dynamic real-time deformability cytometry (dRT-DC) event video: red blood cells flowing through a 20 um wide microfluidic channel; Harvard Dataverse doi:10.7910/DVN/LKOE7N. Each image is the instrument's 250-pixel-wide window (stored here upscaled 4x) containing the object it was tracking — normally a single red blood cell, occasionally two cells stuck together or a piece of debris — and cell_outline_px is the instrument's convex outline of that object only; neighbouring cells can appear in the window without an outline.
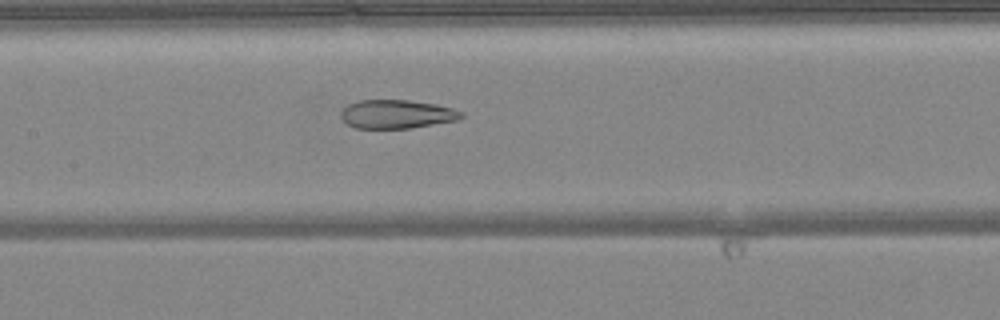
{"species": "common noctule bat (a hibernating species)", "species_latin": "Nyctalus noctula", "temperature_condition": "warm", "stored_images_in_passage": 50, "camera_frame_rate_fps": 3000, "um_per_image_px": 0.085, "animal": {"sex": "female", "body_mass_g": 24.6, "forearm_length_mm": 56.2}, "frame": {"image": 1, "passage_image": 24, "time_ms": 7.667, "image_size_px": [1000, 320], "cell_outline_px": [[464, 116], [460, 120], [412, 128], [356, 128], [348, 124], [340, 116], [340, 112], [348, 104], [360, 100], [408, 100], [436, 104], [452, 108], [464, 112]], "centroid_in_image_um": [33.77, 9.7], "position_along_channel_um": 173.6, "area_um2": 20.23}}
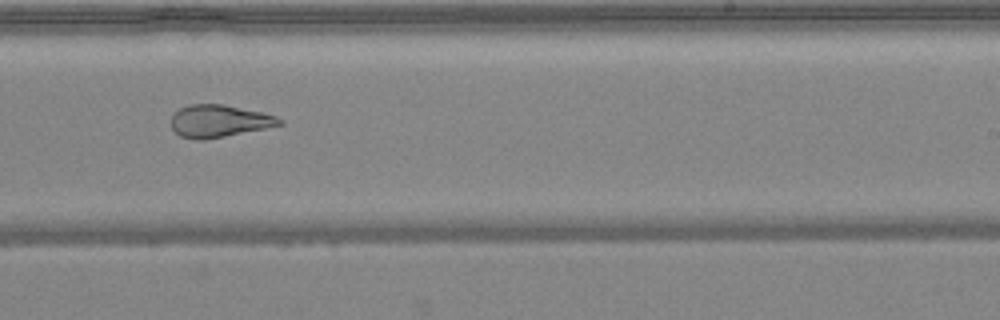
{"frame": {"image": 2, "passage_image": 31, "time_ms": 10.0, "image_size_px": [1000, 320], "cell_outline_px": [[284, 124], [204, 140], [192, 140], [180, 136], [172, 128], [172, 116], [180, 108], [188, 104], [224, 104], [260, 112], [276, 116], [284, 120]], "centroid_in_image_um": [18.61, 10.29], "position_along_channel_um": 270.4, "area_um2": 20.29}}
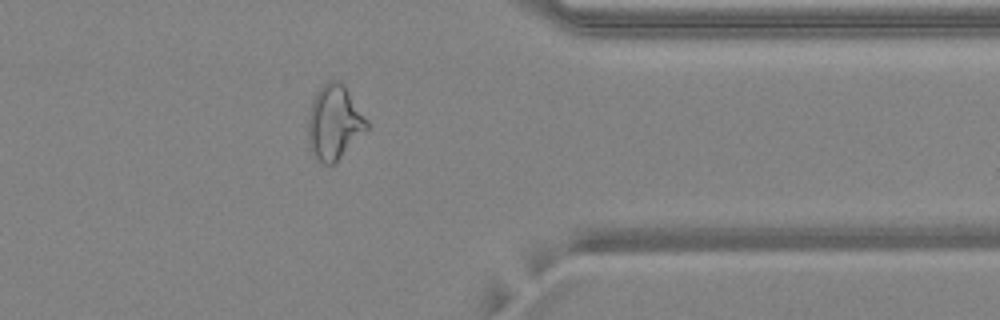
{"frame": {"image": 3, "passage_image": 40, "time_ms": 13.0, "image_size_px": [1000, 320], "cell_outline_px": [[368, 128], [332, 164], [324, 164], [316, 160], [312, 156], [308, 136], [308, 116], [312, 100], [316, 92], [328, 80], [340, 80], [344, 84], [368, 120]], "centroid_in_image_um": [28.39, 10.37], "position_along_channel_um": 383.0, "area_um2": 25.26}, "authors_computed_cell_mechanics": {"area_um2": 25.9233, "velocity_mm_per_s": 4.165, "shape_relaxation_time_tau1_ms": null, "shape_relaxation_time_tau2_ms": 1.8719, "deformation_change_tau1": null, "deformation_change_tau2": 0.1054}}